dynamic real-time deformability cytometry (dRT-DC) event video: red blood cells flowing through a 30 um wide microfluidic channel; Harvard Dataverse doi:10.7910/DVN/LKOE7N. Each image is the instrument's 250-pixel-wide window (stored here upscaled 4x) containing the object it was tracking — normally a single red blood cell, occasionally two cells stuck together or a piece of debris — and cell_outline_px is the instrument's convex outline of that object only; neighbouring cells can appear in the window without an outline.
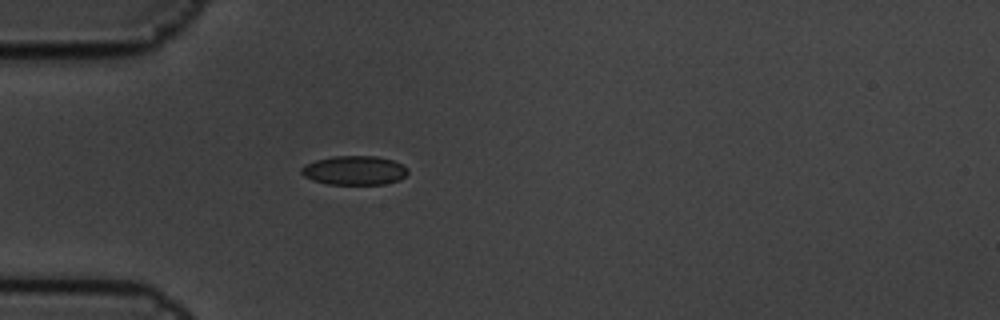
{"species": "common noctule bat (a hibernating species)", "species_latin": "Nyctalus noctula", "temperature_condition": "cold", "stored_images_in_passage": 2, "camera_frame_rate_fps": 3000, "um_per_image_px": 0.085, "animal": {"sex": "male", "body_mass_g": 19.5, "forearm_length_mm": 54.6}, "frame": {"image": 1, "passage_image": 2, "time_ms": 0.333, "image_size_px": [1000, 320], "cell_outline_px": [[408, 172], [400, 180], [384, 184], [328, 184], [312, 180], [304, 176], [300, 172], [300, 168], [304, 164], [316, 160], [332, 156], [376, 156], [392, 160], [408, 168]], "centroid_in_image_um": [30.1, 14.48], "position_along_channel_um": 54.9, "area_um2": 18.09}}